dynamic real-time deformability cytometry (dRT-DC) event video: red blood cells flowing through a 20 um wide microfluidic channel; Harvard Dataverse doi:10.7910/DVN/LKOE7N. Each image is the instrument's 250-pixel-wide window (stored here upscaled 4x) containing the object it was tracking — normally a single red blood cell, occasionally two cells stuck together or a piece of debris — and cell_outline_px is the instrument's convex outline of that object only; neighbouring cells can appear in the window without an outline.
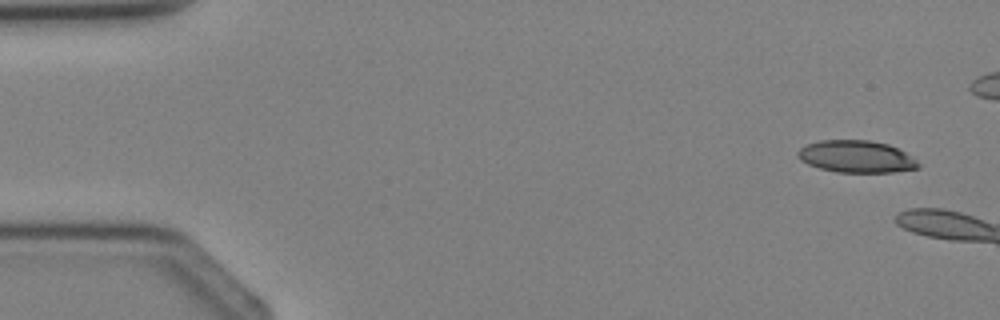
{"species": "Egyptian fruit bat (a non-hibernating species)", "species_latin": "Rousettus aegyptiacus", "temperature_condition": "cold", "stored_images_in_passage": 4, "camera_frame_rate_fps": 3000, "um_per_image_px": 0.085, "animal": {"sex": "female"}, "frame": {"image": 1, "passage_image": 1, "time_ms": 0.0, "image_size_px": [1000, 320], "cell_outline_px": [[920, 168], [892, 172], [836, 172], [820, 168], [808, 164], [800, 160], [796, 156], [796, 152], [800, 148], [808, 144], [820, 140], [868, 140], [888, 144], [912, 156], [920, 164]], "centroid_in_image_um": [72.77, 13.31], "position_along_channel_um": 12.2, "area_um2": 22.54}}